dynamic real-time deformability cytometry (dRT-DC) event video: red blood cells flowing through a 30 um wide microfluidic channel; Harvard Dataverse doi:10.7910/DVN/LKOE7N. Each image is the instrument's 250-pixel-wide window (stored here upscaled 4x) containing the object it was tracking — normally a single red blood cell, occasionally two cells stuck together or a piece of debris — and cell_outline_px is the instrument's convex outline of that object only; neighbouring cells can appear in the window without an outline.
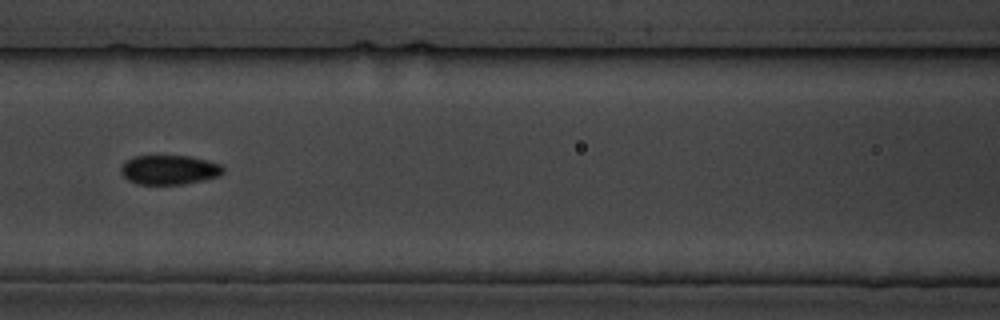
{"species": "common noctule bat (a hibernating species)", "species_latin": "Nyctalus noctula", "temperature_condition": "cold", "stored_images_in_passage": 9, "camera_frame_rate_fps": 3000, "um_per_image_px": 0.085, "animal": {"sex": "male", "body_mass_g": 19.5, "forearm_length_mm": 54.6}, "frame": {"image": 1, "passage_image": 7, "time_ms": 7.0, "image_size_px": [1000, 320], "cell_outline_px": [[224, 172], [220, 176], [204, 180], [184, 184], [136, 184], [128, 180], [120, 172], [120, 168], [132, 156], [188, 156], [220, 164], [224, 168]], "centroid_in_image_um": [14.39, 14.44], "position_along_channel_um": 152.2, "area_um2": 17.46}}
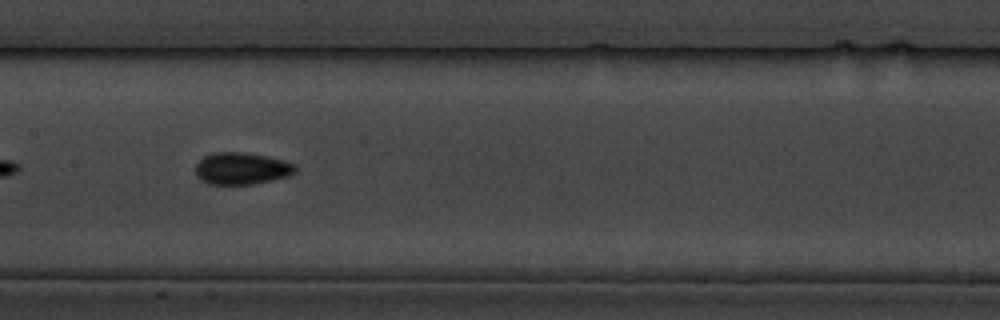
{"frame": {"image": 2, "passage_image": 8, "time_ms": 8.0, "image_size_px": [1000, 320], "cell_outline_px": [[296, 172], [288, 176], [272, 180], [252, 184], [208, 184], [200, 180], [196, 176], [196, 164], [204, 156], [212, 152], [244, 152], [268, 156], [292, 164], [296, 168]], "centroid_in_image_um": [20.49, 14.32], "position_along_channel_um": 186.9, "area_um2": 18.55}}